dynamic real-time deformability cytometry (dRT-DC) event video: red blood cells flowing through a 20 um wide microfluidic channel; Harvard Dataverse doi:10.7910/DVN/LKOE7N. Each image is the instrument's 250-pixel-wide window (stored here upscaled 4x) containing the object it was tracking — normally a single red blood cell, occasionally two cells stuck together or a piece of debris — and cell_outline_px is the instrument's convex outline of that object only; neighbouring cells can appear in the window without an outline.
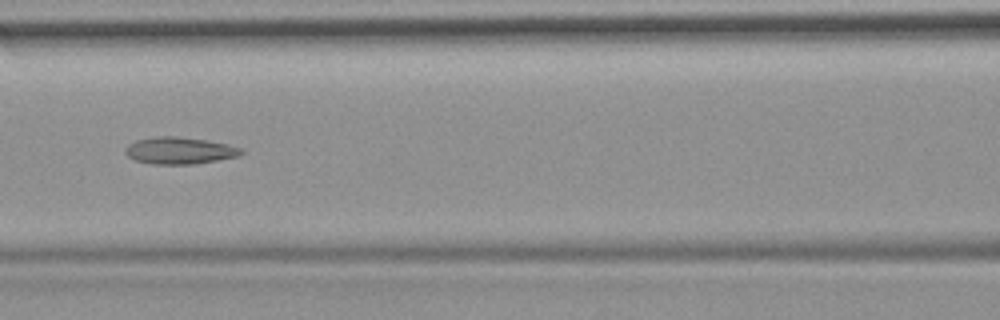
{"species": "common noctule bat (a hibernating species)", "species_latin": "Nyctalus noctula", "temperature_condition": "room temperature", "stored_images_in_passage": 7, "camera_frame_rate_fps": 3000, "um_per_image_px": 0.085, "animal": {"sex": "female", "body_mass_g": 19.9}, "frame": {"image": 1, "passage_image": 4, "time_ms": 3.333, "image_size_px": [1000, 320], "cell_outline_px": [[244, 152], [240, 156], [192, 164], [152, 164], [136, 160], [128, 156], [124, 152], [124, 148], [128, 144], [136, 140], [156, 136], [176, 136], [204, 140], [228, 144], [240, 148]], "centroid_in_image_um": [15.23, 12.79], "position_along_channel_um": 151.4, "area_um2": 18.09}}
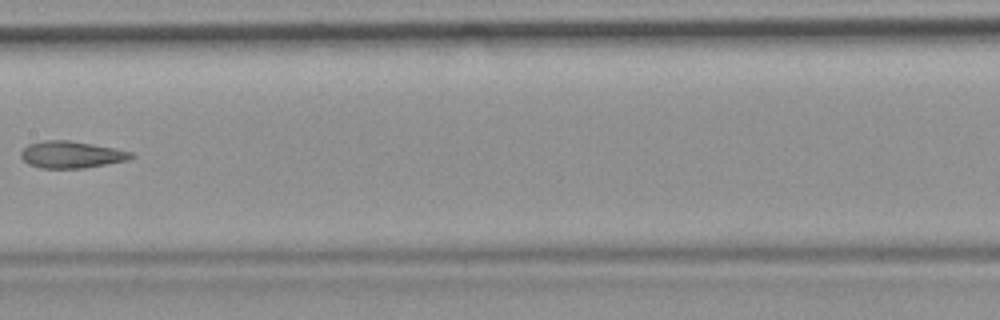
{"frame": {"image": 2, "passage_image": 5, "time_ms": 4.667, "image_size_px": [1000, 320], "cell_outline_px": [[136, 156], [128, 160], [84, 168], [40, 168], [28, 164], [20, 156], [20, 152], [28, 144], [44, 140], [68, 140], [116, 148], [132, 152]], "centroid_in_image_um": [6.07, 13.14], "position_along_channel_um": 201.3, "area_um2": 17.34}}